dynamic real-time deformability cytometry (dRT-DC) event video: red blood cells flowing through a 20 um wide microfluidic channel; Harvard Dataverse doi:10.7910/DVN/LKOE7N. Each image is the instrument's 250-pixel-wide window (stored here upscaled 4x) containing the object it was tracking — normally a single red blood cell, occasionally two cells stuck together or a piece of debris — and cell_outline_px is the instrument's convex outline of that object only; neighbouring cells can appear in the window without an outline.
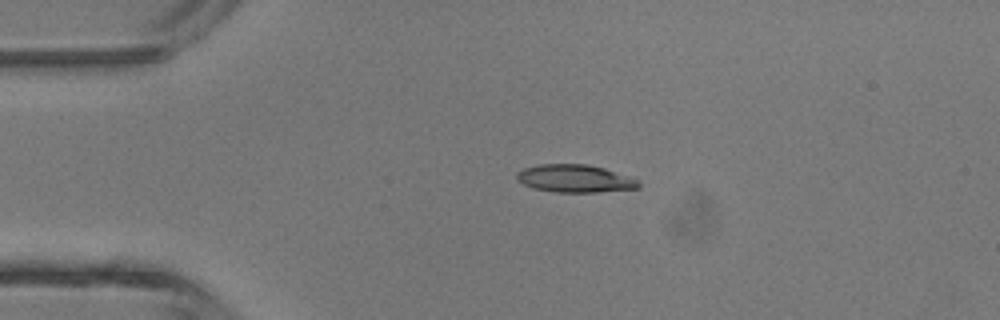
{"species": "common noctule bat (a hibernating species)", "species_latin": "Nyctalus noctula", "temperature_condition": "room temperature", "stored_images_in_passage": 5, "camera_frame_rate_fps": 3000, "um_per_image_px": 0.085, "animal": {"sex": "male", "body_mass_g": 13.3}, "frame": {"image": 1, "passage_image": 3, "time_ms": 2.333, "image_size_px": [1000, 320], "cell_outline_px": [[640, 188], [600, 192], [556, 192], [532, 188], [516, 180], [516, 172], [524, 168], [540, 164], [588, 164], [604, 168], [636, 180], [640, 184]], "centroid_in_image_um": [48.81, 15.18], "position_along_channel_um": 36.2, "area_um2": 19.59}}
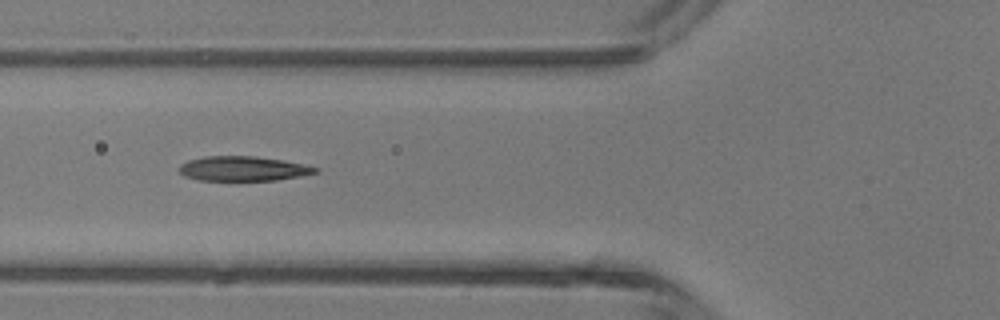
{"frame": {"image": 2, "passage_image": 5, "time_ms": 4.667, "image_size_px": [1000, 320], "cell_outline_px": [[320, 172], [276, 180], [196, 180], [184, 176], [176, 168], [180, 164], [188, 160], [204, 156], [256, 156], [280, 160], [320, 168]], "centroid_in_image_um": [20.59, 14.33], "position_along_channel_um": 105.2, "area_um2": 19.54}}